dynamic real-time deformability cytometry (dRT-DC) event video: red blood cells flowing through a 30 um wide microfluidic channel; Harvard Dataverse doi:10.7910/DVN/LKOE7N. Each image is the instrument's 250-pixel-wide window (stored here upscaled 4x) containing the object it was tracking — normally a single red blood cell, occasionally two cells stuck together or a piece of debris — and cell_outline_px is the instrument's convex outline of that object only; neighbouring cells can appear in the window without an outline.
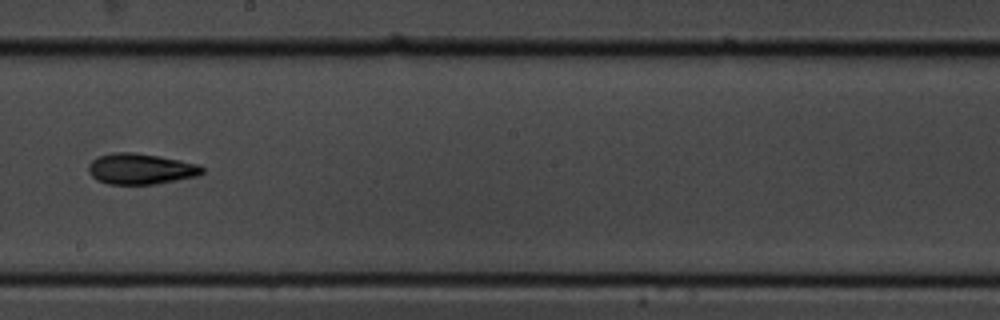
{"species": "common noctule bat (a hibernating species)", "species_latin": "Nyctalus noctula", "temperature_condition": "cold", "stored_images_in_passage": 17, "camera_frame_rate_fps": 3000, "um_per_image_px": 0.085, "animal": {"sex": "male", "body_mass_g": 19.5, "forearm_length_mm": 54.6}, "frame": {"image": 1, "passage_image": 10, "time_ms": 11.333, "image_size_px": [1000, 320], "cell_outline_px": [[204, 172], [196, 176], [156, 184], [108, 184], [96, 180], [88, 172], [88, 164], [92, 160], [100, 156], [112, 152], [136, 152], [180, 160], [200, 164], [204, 168]], "centroid_in_image_um": [11.95, 14.35], "position_along_channel_um": 236.3, "area_um2": 20.52}}
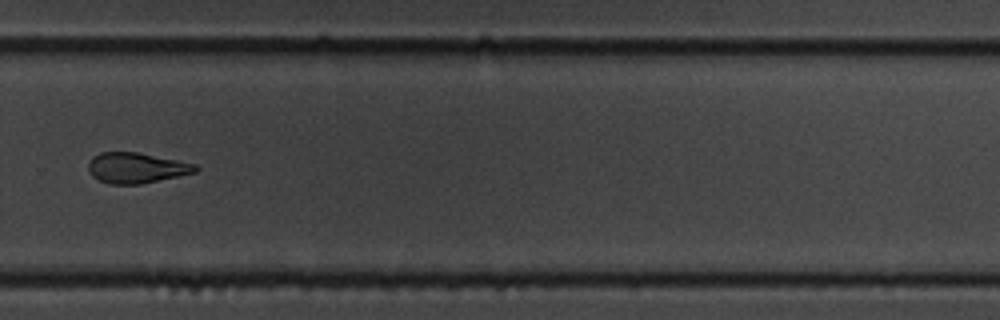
{"frame": {"image": 2, "passage_image": 12, "time_ms": 13.667, "image_size_px": [1000, 320], "cell_outline_px": [[200, 168], [196, 172], [140, 184], [108, 184], [92, 176], [88, 172], [88, 164], [92, 156], [100, 152], [136, 152], [196, 164]], "centroid_in_image_um": [11.56, 14.27], "position_along_channel_um": 318.2, "area_um2": 18.96}, "authors_computed_cell_mechanics": {"area_um2": 18.9584, "velocity_mm_per_s": 3.5148, "shape_relaxation_time_tau1_ms": 4.2385, "shape_relaxation_time_tau2_ms": 8.2091, "deformation_change_tau1": 0.1325, "deformation_change_tau2": 0.1286}}